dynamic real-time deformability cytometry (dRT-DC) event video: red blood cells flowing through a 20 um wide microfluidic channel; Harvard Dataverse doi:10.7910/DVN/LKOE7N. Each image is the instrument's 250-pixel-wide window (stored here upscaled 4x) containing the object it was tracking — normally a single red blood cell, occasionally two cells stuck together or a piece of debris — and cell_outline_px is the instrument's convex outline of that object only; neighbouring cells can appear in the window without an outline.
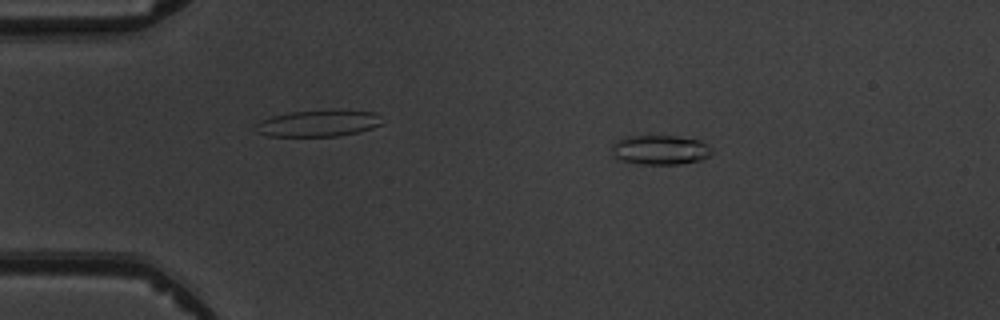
{"species": "common noctule bat (a hibernating species)", "species_latin": "Nyctalus noctula", "temperature_condition": "warm", "stored_images_in_passage": 4, "camera_frame_rate_fps": 3000, "um_per_image_px": 0.085, "animal": {"sex": "male", "body_mass_g": 19.5, "forearm_length_mm": 54.6}, "frame": {"image": 1, "passage_image": 2, "time_ms": 1.333, "image_size_px": [1000, 320], "cell_outline_px": [[712, 152], [708, 156], [700, 160], [680, 164], [640, 164], [620, 160], [612, 156], [612, 144], [616, 140], [624, 136], [676, 136], [700, 140], [708, 144], [712, 148]], "centroid_in_image_um": [56.09, 12.73], "position_along_channel_um": 28.9, "area_um2": 17.4}}